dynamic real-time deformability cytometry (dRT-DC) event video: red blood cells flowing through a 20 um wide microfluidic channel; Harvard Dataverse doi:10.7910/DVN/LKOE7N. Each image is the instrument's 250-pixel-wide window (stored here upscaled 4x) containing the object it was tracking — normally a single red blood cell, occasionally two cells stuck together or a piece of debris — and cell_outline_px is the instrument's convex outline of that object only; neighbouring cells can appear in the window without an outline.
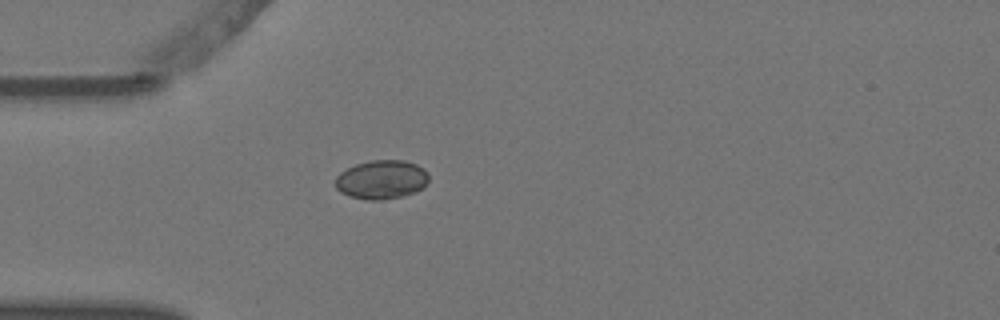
{"species": "Egyptian fruit bat (a non-hibernating species)", "species_latin": "Rousettus aegyptiacus", "temperature_condition": "warm", "stored_images_in_passage": 1, "camera_frame_rate_fps": 3000, "um_per_image_px": 0.085, "animal": {"sex": "female"}, "frame": {"image": 1, "passage_image": 1, "time_ms": 0.0, "image_size_px": [1000, 320], "cell_outline_px": [[428, 180], [424, 188], [416, 192], [404, 196], [384, 200], [368, 200], [352, 196], [340, 192], [336, 188], [336, 176], [340, 172], [356, 164], [368, 160], [404, 160], [416, 164], [424, 168], [428, 172]], "centroid_in_image_um": [32.46, 15.26], "position_along_channel_um": 52.5, "area_um2": 21.39}}